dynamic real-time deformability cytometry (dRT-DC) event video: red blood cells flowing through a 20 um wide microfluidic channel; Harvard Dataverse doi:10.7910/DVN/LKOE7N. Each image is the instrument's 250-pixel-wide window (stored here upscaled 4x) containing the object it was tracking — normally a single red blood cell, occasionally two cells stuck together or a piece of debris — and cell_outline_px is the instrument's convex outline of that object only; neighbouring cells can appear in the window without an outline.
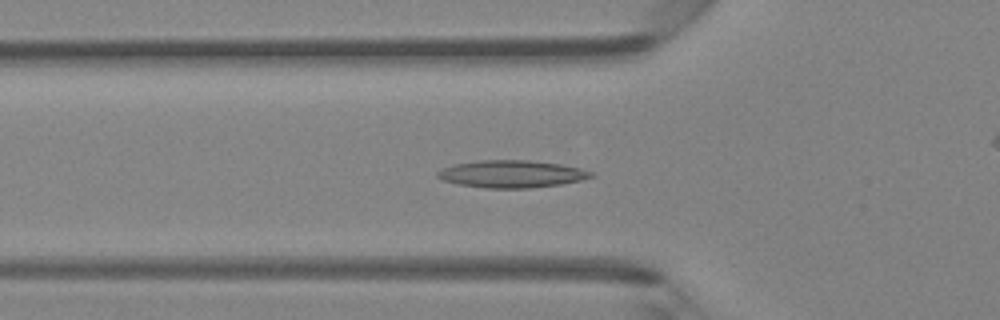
{"species": "Egyptian fruit bat (a non-hibernating species)", "species_latin": "Rousettus aegyptiacus", "temperature_condition": "room temperature", "stored_images_in_passage": 10, "camera_frame_rate_fps": 3000, "um_per_image_px": 0.085, "animal": {"sex": "female"}, "frame": {"image": 1, "passage_image": 8, "time_ms": 2.333, "image_size_px": [1000, 320], "cell_outline_px": [[596, 176], [580, 180], [560, 184], [532, 188], [484, 188], [460, 184], [444, 180], [436, 176], [436, 172], [452, 164], [480, 160], [528, 160], [560, 164], [580, 168], [592, 172]], "centroid_in_image_um": [43.49, 14.78], "position_along_channel_um": 82.3, "area_um2": 24.39}}